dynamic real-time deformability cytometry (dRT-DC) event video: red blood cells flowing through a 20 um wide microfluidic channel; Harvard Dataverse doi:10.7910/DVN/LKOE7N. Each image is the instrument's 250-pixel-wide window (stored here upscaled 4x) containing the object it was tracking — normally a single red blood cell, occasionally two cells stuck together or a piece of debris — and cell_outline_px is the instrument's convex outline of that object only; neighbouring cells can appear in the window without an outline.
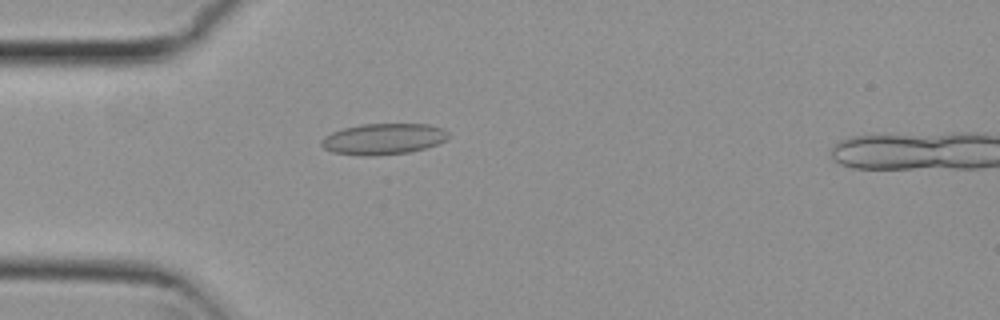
{"species": "common noctule bat (a hibernating species)", "species_latin": "Nyctalus noctula", "temperature_condition": "cold", "stored_images_in_passage": 52, "camera_frame_rate_fps": 3000, "um_per_image_px": 0.085, "animal": {"sex": "female", "body_mass_g": 29.2, "forearm_length_mm": 56.3}, "frame": {"image": 1, "passage_image": 13, "time_ms": 4.0, "image_size_px": [1000, 320], "cell_outline_px": [[448, 136], [444, 140], [436, 144], [424, 148], [408, 152], [368, 156], [364, 156], [332, 152], [324, 148], [320, 144], [320, 140], [324, 136], [332, 132], [344, 128], [360, 124], [428, 124], [444, 128], [448, 132]], "centroid_in_image_um": [32.55, 11.8], "position_along_channel_um": 52.4, "area_um2": 22.89}}
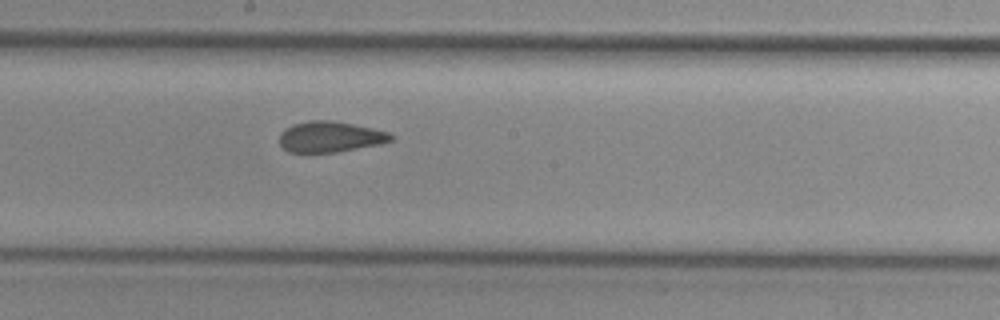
{"frame": {"image": 2, "passage_image": 27, "time_ms": 8.667, "image_size_px": [1000, 320], "cell_outline_px": [[396, 136], [392, 140], [380, 144], [336, 152], [288, 152], [280, 144], [280, 132], [284, 128], [292, 124], [308, 120], [336, 120], [372, 128], [388, 132]], "centroid_in_image_um": [28.06, 11.61], "position_along_channel_um": 220.1, "area_um2": 20.17}}
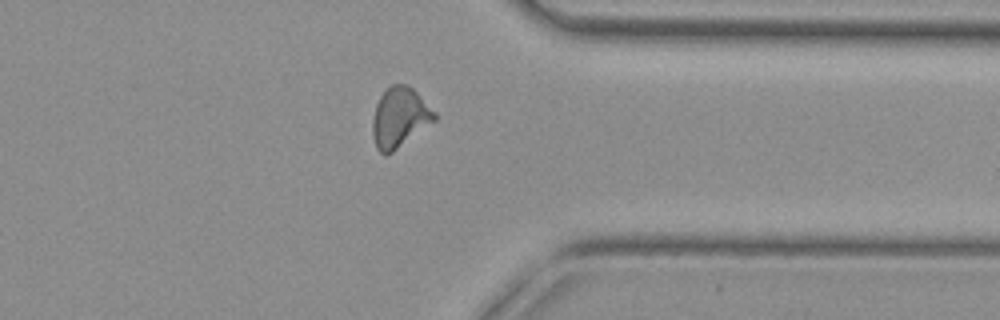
{"frame": {"image": 3, "passage_image": 40, "time_ms": 13.0, "image_size_px": [1000, 320], "cell_outline_px": [[436, 120], [392, 152], [384, 156], [376, 148], [372, 136], [372, 120], [376, 104], [380, 96], [392, 84], [408, 84], [436, 112]], "centroid_in_image_um": [33.95, 9.99], "position_along_channel_um": 377.4, "area_um2": 21.56}, "authors_computed_cell_mechanics": {"area_um2": 20.808, "velocity_mm_per_s": 3.7809, "shape_relaxation_time_tau1_ms": null, "shape_relaxation_time_tau2_ms": 2.4463, "deformation_change_tau1": null, "deformation_change_tau2": 0.0644}}